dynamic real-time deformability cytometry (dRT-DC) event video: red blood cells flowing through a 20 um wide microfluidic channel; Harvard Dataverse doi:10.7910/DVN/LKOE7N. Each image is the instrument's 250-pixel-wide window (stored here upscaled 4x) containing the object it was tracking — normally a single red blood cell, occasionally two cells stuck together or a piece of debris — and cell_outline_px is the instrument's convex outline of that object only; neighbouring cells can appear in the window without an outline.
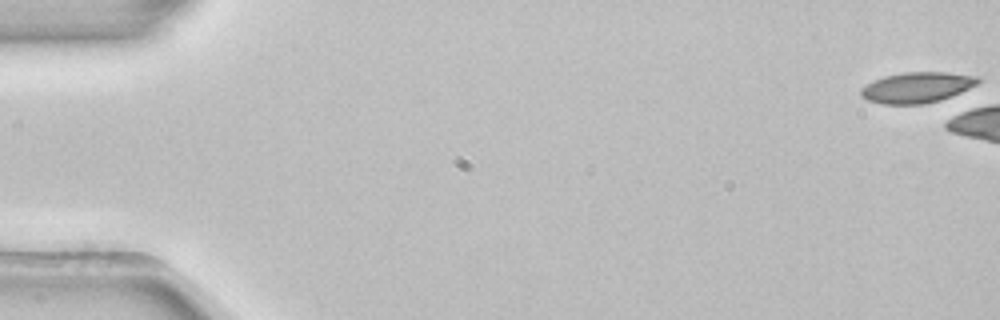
{"species": "common noctule bat (a hibernating species)", "species_latin": "Nyctalus noctula", "temperature_condition": "room temperature", "stored_images_in_passage": 7, "camera_frame_rate_fps": 3000, "um_per_image_px": 0.085, "animal": {"sex": "female", "body_mass_g": 22.7, "forearm_length_mm": 54.2}, "frame": {"image": 1, "passage_image": 1, "time_ms": 0.0, "image_size_px": [1000, 320], "cell_outline_px": [[980, 80], [976, 84], [960, 92], [940, 100], [924, 104], [884, 104], [868, 100], [860, 96], [860, 88], [872, 80], [884, 76], [904, 72], [944, 72], [980, 76]], "centroid_in_image_um": [77.9, 7.42], "position_along_channel_um": 7.1, "area_um2": 20.92}}